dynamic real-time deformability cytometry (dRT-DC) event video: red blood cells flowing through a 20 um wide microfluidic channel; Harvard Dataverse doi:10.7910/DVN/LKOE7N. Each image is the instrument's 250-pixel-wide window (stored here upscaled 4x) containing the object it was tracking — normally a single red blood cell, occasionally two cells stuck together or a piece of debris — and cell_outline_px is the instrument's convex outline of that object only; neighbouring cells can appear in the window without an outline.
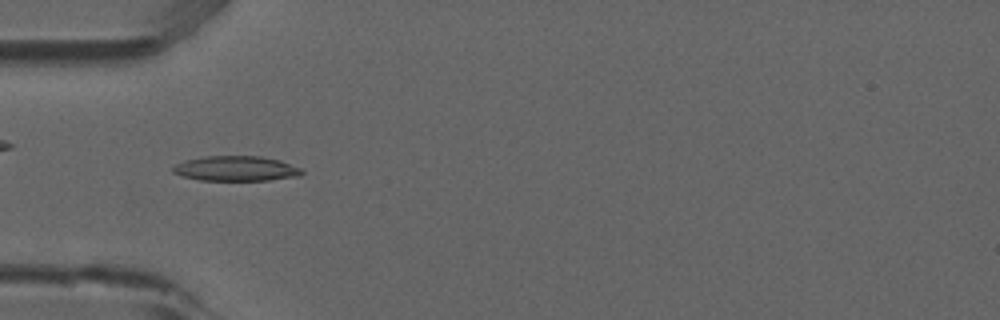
{"species": "common noctule bat (a hibernating species)", "species_latin": "Nyctalus noctula", "temperature_condition": "room temperature", "stored_images_in_passage": 6, "camera_frame_rate_fps": 3000, "um_per_image_px": 0.085, "animal": {"sex": "male", "forearm_length_mm": 52.5}, "frame": {"image": 1, "passage_image": 3, "time_ms": 0.667, "image_size_px": [1000, 320], "cell_outline_px": [[304, 172], [300, 176], [268, 180], [200, 180], [184, 176], [172, 172], [172, 168], [176, 164], [184, 160], [208, 156], [260, 156], [280, 160], [300, 168]], "centroid_in_image_um": [20.07, 14.32], "position_along_channel_um": 64.9, "area_um2": 18.67}}
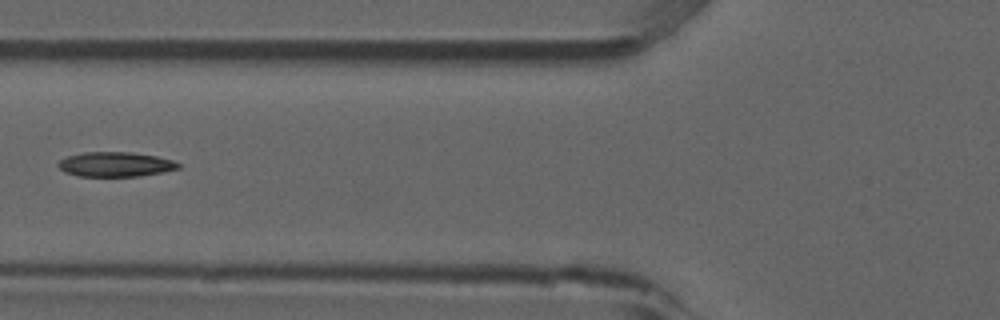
{"frame": {"image": 2, "passage_image": 4, "time_ms": 1.0, "image_size_px": [1000, 320], "cell_outline_px": [[180, 168], [164, 172], [140, 176], [80, 176], [64, 172], [56, 164], [60, 160], [68, 156], [84, 152], [132, 152], [156, 156], [172, 160], [180, 164]], "centroid_in_image_um": [9.82, 13.97], "position_along_channel_um": 116.0, "area_um2": 17.28}}
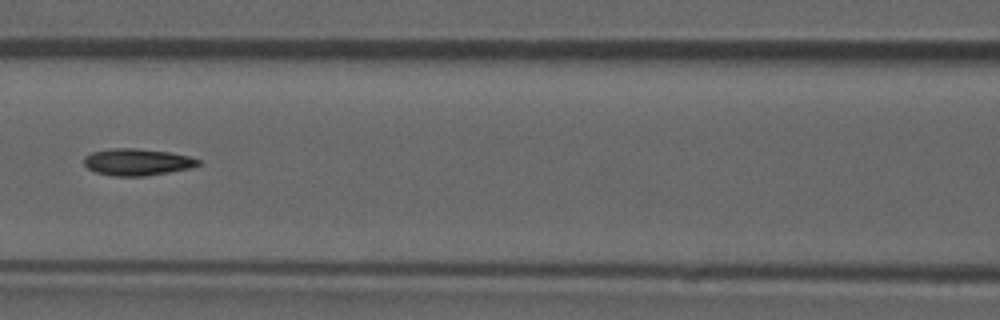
{"frame": {"image": 3, "passage_image": 5, "time_ms": 1.333, "image_size_px": [1000, 320], "cell_outline_px": [[200, 164], [192, 168], [144, 176], [112, 176], [96, 172], [88, 168], [84, 164], [84, 156], [92, 152], [112, 148], [136, 148], [168, 152], [188, 156], [200, 160]], "centroid_in_image_um": [11.65, 13.77], "position_along_channel_um": 155.0, "area_um2": 17.8}}